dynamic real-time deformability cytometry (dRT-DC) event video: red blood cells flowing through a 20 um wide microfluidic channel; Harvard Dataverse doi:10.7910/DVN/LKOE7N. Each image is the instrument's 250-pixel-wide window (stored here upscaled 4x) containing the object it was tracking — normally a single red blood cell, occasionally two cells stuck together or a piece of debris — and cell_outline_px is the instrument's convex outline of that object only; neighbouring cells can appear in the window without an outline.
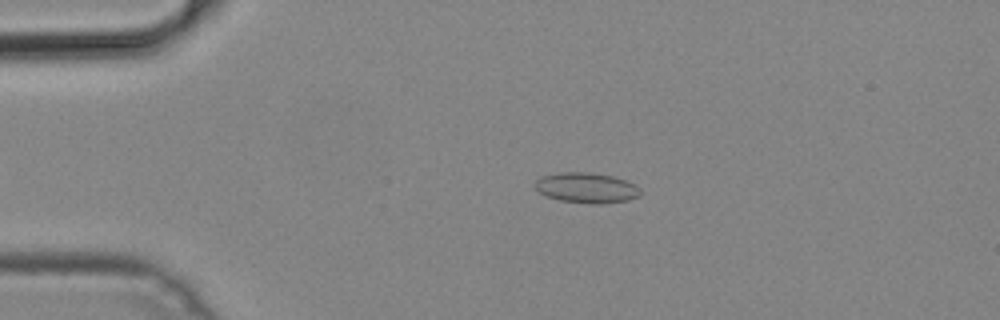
{"species": "common noctule bat (a hibernating species)", "species_latin": "Nyctalus noctula", "temperature_condition": "cold", "stored_images_in_passage": 39, "camera_frame_rate_fps": 3000, "um_per_image_px": 0.085, "animal": {"sex": "male", "body_mass_g": 19.2, "forearm_length_mm": 51.8}, "frame": {"image": 1, "passage_image": 5, "time_ms": 1.333, "image_size_px": [1000, 320], "cell_outline_px": [[640, 196], [628, 200], [596, 204], [588, 204], [560, 200], [548, 196], [540, 192], [532, 184], [540, 176], [560, 172], [588, 172], [612, 176], [628, 180], [636, 184], [640, 188]], "centroid_in_image_um": [49.86, 15.95], "position_along_channel_um": 35.1, "area_um2": 18.79}}
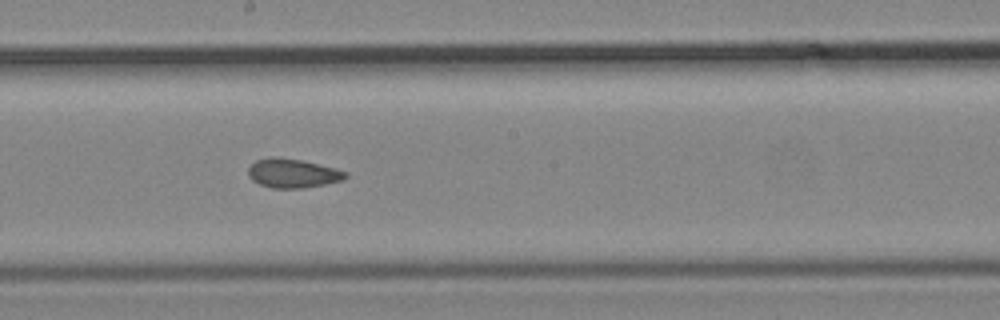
{"frame": {"image": 2, "passage_image": 22, "time_ms": 7.0, "image_size_px": [1000, 320], "cell_outline_px": [[348, 176], [344, 180], [324, 184], [300, 188], [272, 188], [260, 184], [252, 180], [248, 176], [248, 168], [256, 160], [272, 156], [276, 156], [300, 160], [348, 172]], "centroid_in_image_um": [24.85, 14.73], "position_along_channel_um": 223.4, "area_um2": 16.3}}
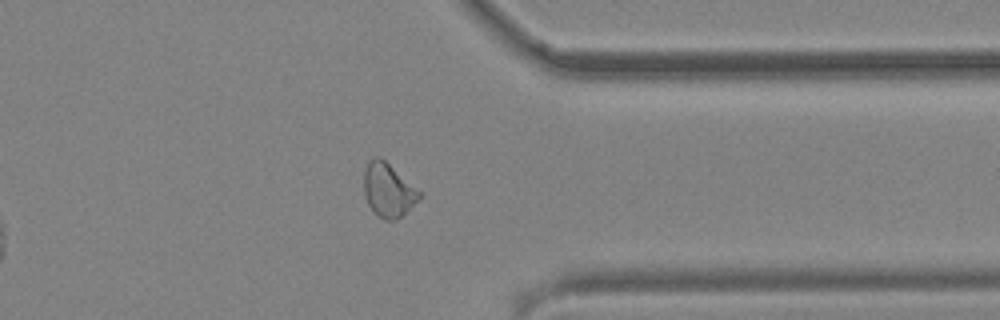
{"frame": {"image": 3, "passage_image": 34, "time_ms": 11.0, "image_size_px": [1000, 320], "cell_outline_px": [[424, 196], [396, 220], [384, 220], [376, 216], [372, 212], [368, 204], [364, 192], [364, 168], [368, 160], [376, 156], [380, 156], [420, 192]], "centroid_in_image_um": [32.97, 16.17], "position_along_channel_um": 378.4, "area_um2": 17.4}}